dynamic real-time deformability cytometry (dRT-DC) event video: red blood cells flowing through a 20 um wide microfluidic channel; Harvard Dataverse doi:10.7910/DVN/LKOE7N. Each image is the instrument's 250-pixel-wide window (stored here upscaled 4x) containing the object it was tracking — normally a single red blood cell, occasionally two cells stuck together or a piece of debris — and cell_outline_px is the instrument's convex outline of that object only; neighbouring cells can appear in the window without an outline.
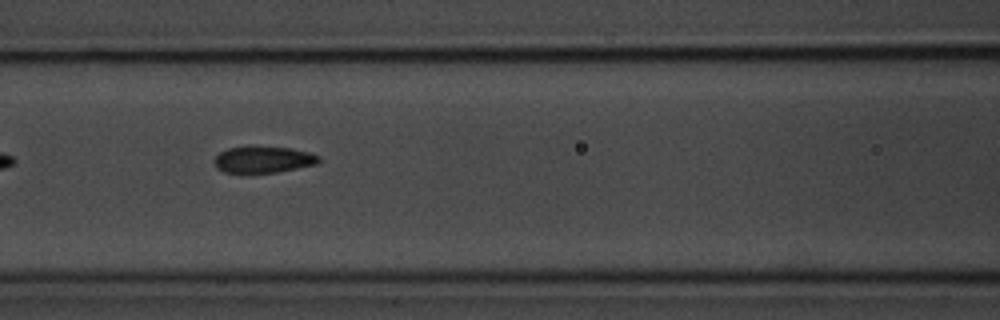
{"species": "common noctule bat (a hibernating species)", "species_latin": "Nyctalus noctula", "temperature_condition": "room temperature", "stored_images_in_passage": 7, "camera_frame_rate_fps": 3000, "um_per_image_px": 0.085, "animal": {"sex": "male", "body_mass_g": 20.1, "forearm_length_mm": 53.5}, "frame": {"image": 1, "passage_image": 7, "time_ms": 7.0, "image_size_px": [1000, 320], "cell_outline_px": [[320, 160], [316, 164], [276, 172], [224, 172], [216, 168], [212, 160], [220, 152], [228, 148], [292, 148], [308, 152], [320, 156]], "centroid_in_image_um": [22.36, 13.58], "position_along_channel_um": 144.2, "area_um2": 15.61}}